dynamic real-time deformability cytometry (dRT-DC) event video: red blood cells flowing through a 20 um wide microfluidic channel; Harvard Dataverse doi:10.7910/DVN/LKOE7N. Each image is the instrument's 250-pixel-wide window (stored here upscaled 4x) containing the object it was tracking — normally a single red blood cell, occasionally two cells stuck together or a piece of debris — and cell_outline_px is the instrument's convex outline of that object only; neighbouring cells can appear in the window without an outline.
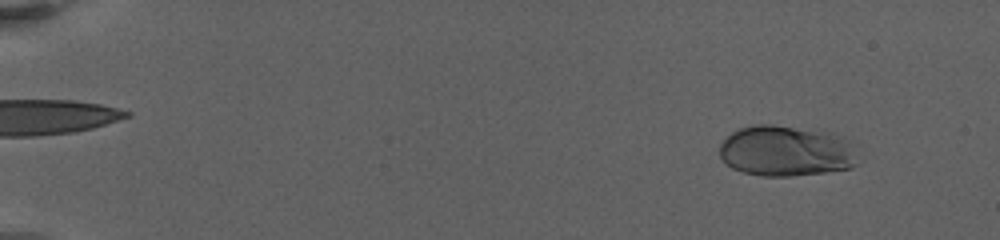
{"species": "human", "species_latin": "Homo sapiens", "temperature_condition": "warm", "stored_images_in_passage": 54, "camera_frame_rate_fps": 3000, "um_per_image_px": 0.085, "donor": {"sex": "female"}, "frame": {"image": 1, "passage_image": 3, "time_ms": 1.333, "image_size_px": [1000, 240], "cell_outline_px": [[856, 164], [852, 168], [824, 172], [792, 176], [760, 176], [744, 172], [732, 168], [720, 156], [720, 144], [732, 132], [740, 128], [756, 124], [772, 124], [832, 132], [856, 140]], "centroid_in_image_um": [66.9, 12.82], "position_along_channel_um": 18.1, "area_um2": 41.56}}
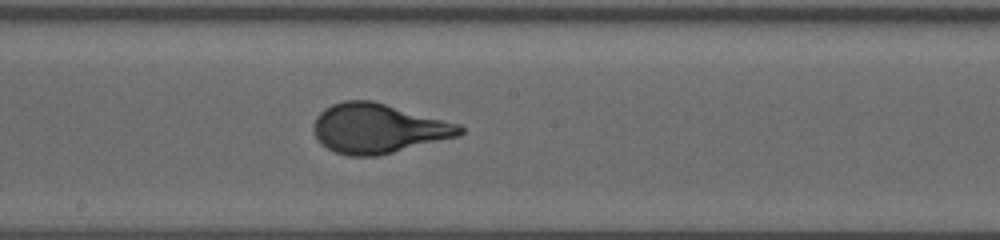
{"frame": {"image": 2, "passage_image": 21, "time_ms": 12.0, "image_size_px": [1000, 240], "cell_outline_px": [[464, 132], [460, 136], [376, 156], [348, 156], [336, 152], [320, 144], [316, 140], [312, 128], [316, 116], [324, 108], [332, 104], [344, 100], [372, 100], [460, 124], [464, 128]], "centroid_in_image_um": [32.12, 10.91], "position_along_channel_um": 216.1, "area_um2": 42.43}}
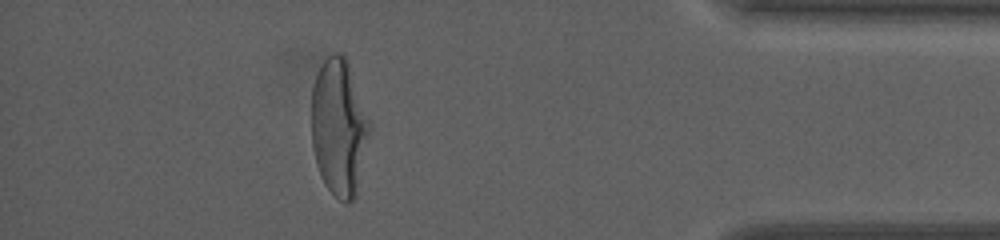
{"frame": {"image": 3, "passage_image": 45, "time_ms": 19.0, "image_size_px": [1000, 240], "cell_outline_px": [[372, 128], [356, 196], [348, 204], [344, 204], [324, 184], [320, 176], [316, 164], [312, 144], [312, 88], [316, 76], [324, 60], [332, 52], [344, 52], [348, 60], [372, 124]], "centroid_in_image_um": [28.85, 10.81], "position_along_channel_um": 406.4, "area_um2": 47.16}, "authors_computed_cell_mechanics": {"area_um2": 41.7316, "velocity_mm_per_s": 3.2129, "shape_relaxation_time_tau1_ms": 5.0553, "shape_relaxation_time_tau2_ms": null, "deformation_change_tau1": 0.2229, "deformation_change_tau2": null}}